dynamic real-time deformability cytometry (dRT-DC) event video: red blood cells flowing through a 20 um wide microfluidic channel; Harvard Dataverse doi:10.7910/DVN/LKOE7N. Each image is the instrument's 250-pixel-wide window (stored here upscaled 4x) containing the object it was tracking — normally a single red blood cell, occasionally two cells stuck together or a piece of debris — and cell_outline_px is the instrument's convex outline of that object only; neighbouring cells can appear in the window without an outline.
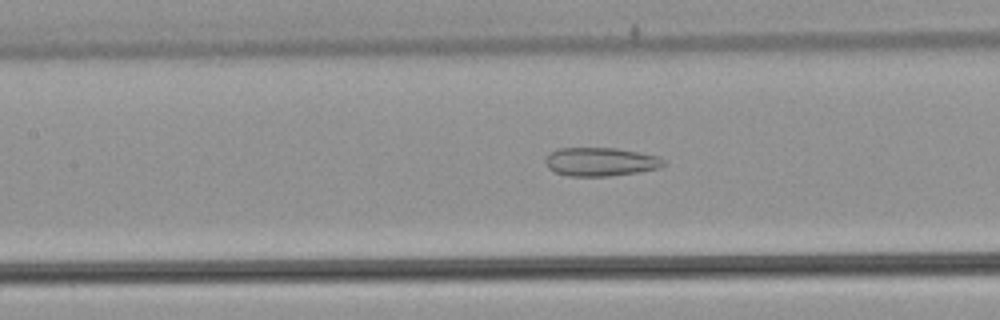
{"species": "common noctule bat (a hibernating species)", "species_latin": "Nyctalus noctula", "temperature_condition": "warm", "stored_images_in_passage": 53, "camera_frame_rate_fps": 3000, "um_per_image_px": 0.085, "animal": {"sex": "male", "body_mass_g": 21.5, "forearm_length_mm": 52.0}, "frame": {"image": 1, "passage_image": 25, "time_ms": 8.0, "image_size_px": [1000, 320], "cell_outline_px": [[664, 164], [660, 168], [636, 172], [608, 176], [568, 176], [556, 172], [548, 168], [544, 160], [552, 152], [560, 148], [616, 148], [660, 156], [664, 160]], "centroid_in_image_um": [51.06, 13.75], "position_along_channel_um": 156.3, "area_um2": 19.54}}
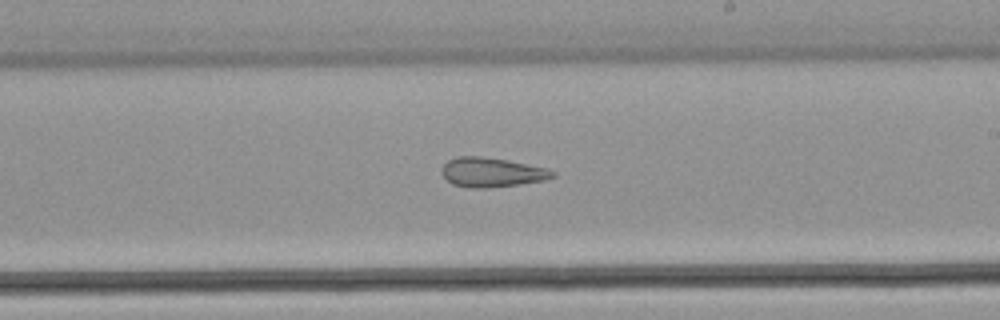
{"frame": {"image": 2, "passage_image": 32, "time_ms": 10.333, "image_size_px": [1000, 320], "cell_outline_px": [[556, 176], [544, 180], [520, 184], [488, 188], [468, 188], [452, 184], [440, 172], [440, 168], [448, 160], [456, 156], [480, 156], [508, 160], [548, 168], [556, 172]], "centroid_in_image_um": [41.79, 14.64], "position_along_channel_um": 247.2, "area_um2": 19.25}}
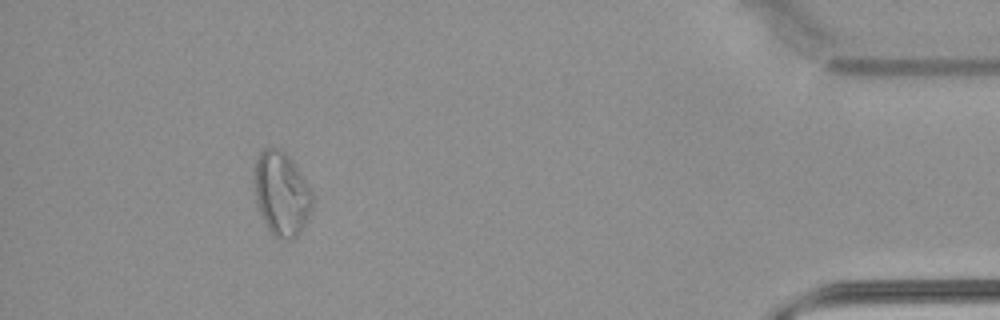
{"frame": {"image": 3, "passage_image": 49, "time_ms": 16.0, "image_size_px": [1000, 320], "cell_outline_px": [[312, 212], [300, 232], [292, 240], [280, 240], [268, 228], [256, 204], [256, 160], [260, 152], [264, 148], [280, 148], [292, 160], [300, 172], [312, 192]], "centroid_in_image_um": [23.96, 16.49], "position_along_channel_um": 411.2, "area_um2": 28.03}, "authors_computed_cell_mechanics": {"area_um2": 26.299, "velocity_mm_per_s": 3.9119, "shape_relaxation_time_tau1_ms": null, "shape_relaxation_time_tau2_ms": 3.8302, "deformation_change_tau1": null, "deformation_change_tau2": 0.1381}}